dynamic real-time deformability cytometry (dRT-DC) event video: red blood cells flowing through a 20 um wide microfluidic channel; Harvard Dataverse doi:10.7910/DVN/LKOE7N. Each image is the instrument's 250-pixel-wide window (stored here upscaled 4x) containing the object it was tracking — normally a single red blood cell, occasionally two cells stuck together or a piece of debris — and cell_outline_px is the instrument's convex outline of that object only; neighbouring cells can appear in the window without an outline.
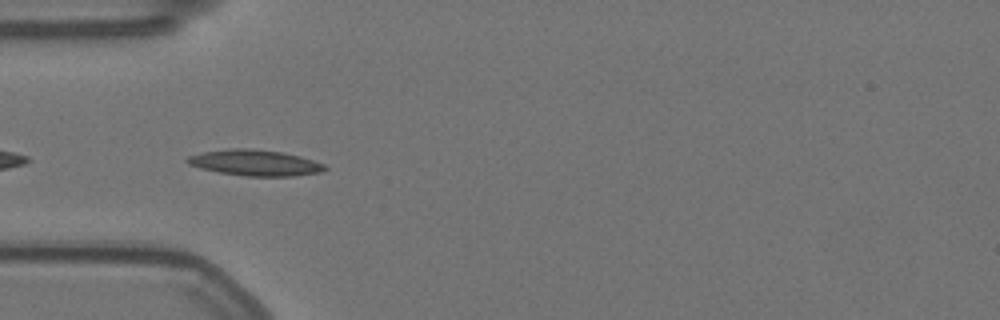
{"species": "Egyptian fruit bat (a non-hibernating species)", "species_latin": "Rousettus aegyptiacus", "temperature_condition": "warm", "stored_images_in_passage": 42, "camera_frame_rate_fps": 3000, "um_per_image_px": 0.085, "animal": {"sex": "female"}, "frame": {"image": 1, "passage_image": 2, "time_ms": 0.333, "image_size_px": [1000, 320], "cell_outline_px": [[328, 168], [320, 172], [292, 176], [244, 176], [220, 172], [200, 168], [188, 164], [184, 160], [188, 156], [204, 152], [232, 148], [248, 148], [284, 152], [300, 156], [324, 164]], "centroid_in_image_um": [21.67, 13.83], "position_along_channel_um": 63.3, "area_um2": 20.69}}
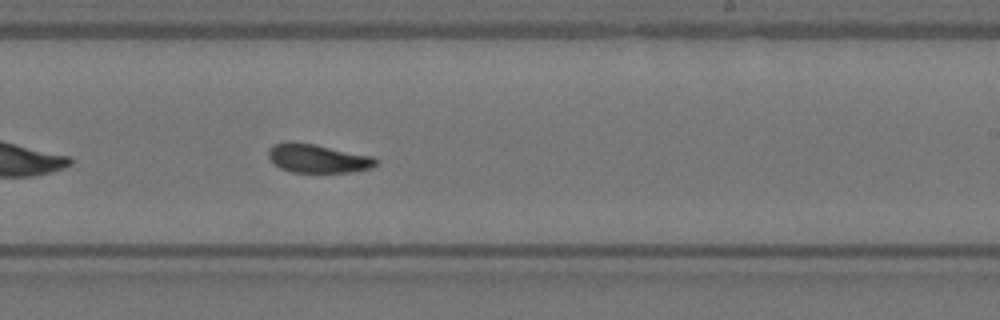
{"frame": {"image": 2, "passage_image": 19, "time_ms": 6.0, "image_size_px": [1000, 320], "cell_outline_px": [[380, 160], [372, 168], [352, 172], [292, 172], [280, 168], [268, 156], [268, 148], [272, 144], [292, 140], [316, 144], [372, 156]], "centroid_in_image_um": [27.0, 13.45], "position_along_channel_um": 262.0, "area_um2": 18.21}}
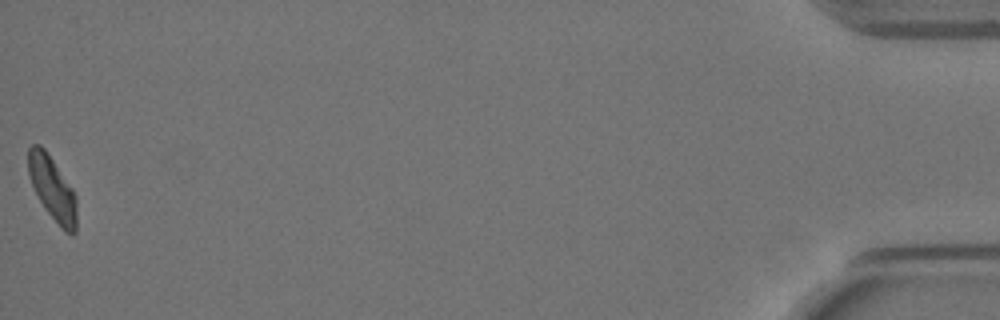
{"frame": {"image": 3, "passage_image": 42, "time_ms": 13.667, "image_size_px": [1000, 320], "cell_outline_px": [[76, 232], [72, 236], [64, 232], [60, 228], [44, 208], [32, 184], [28, 172], [28, 148], [32, 144], [40, 144], [44, 148], [72, 188], [76, 196]], "centroid_in_image_um": [4.46, 16.06], "position_along_channel_um": 430.7, "area_um2": 17.98}, "authors_computed_cell_mechanics": {"area_um2": 18.207, "velocity_mm_per_s": 3.5096, "shape_relaxation_time_tau1_ms": 4.7997, "shape_relaxation_time_tau2_ms": 5.1319, "deformation_change_tau1": 0.1419, "deformation_change_tau2": 0.1212}}